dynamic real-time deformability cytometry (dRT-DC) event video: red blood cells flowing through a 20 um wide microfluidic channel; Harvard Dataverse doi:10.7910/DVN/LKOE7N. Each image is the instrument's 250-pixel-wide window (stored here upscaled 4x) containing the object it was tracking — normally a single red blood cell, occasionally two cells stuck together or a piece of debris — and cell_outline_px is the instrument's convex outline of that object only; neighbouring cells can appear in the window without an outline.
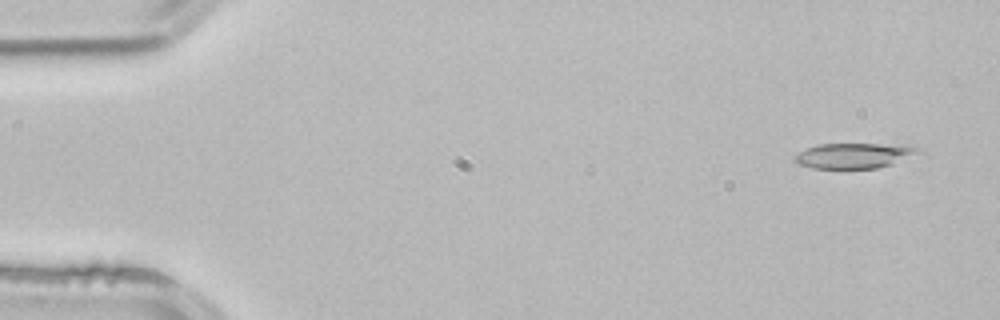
{"species": "common noctule bat (a hibernating species)", "species_latin": "Nyctalus noctula", "temperature_condition": "room temperature", "stored_images_in_passage": 52, "camera_frame_rate_fps": 3000, "um_per_image_px": 0.085, "animal": {"sex": "male", "body_mass_g": 21.5, "forearm_length_mm": 52.0}, "frame": {"image": 1, "passage_image": 3, "time_ms": 0.667, "image_size_px": [1000, 320], "cell_outline_px": [[924, 152], [892, 164], [876, 168], [812, 168], [800, 164], [792, 156], [808, 148], [820, 144], [912, 144], [920, 148]], "centroid_in_image_um": [72.71, 13.21], "position_along_channel_um": 12.3, "area_um2": 18.32}}
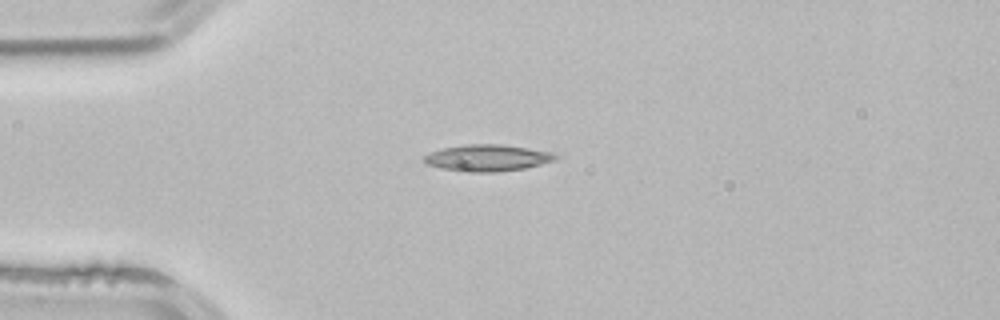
{"frame": {"image": 2, "passage_image": 13, "time_ms": 4.0, "image_size_px": [1000, 320], "cell_outline_px": [[556, 160], [524, 168], [496, 172], [460, 172], [440, 168], [428, 164], [424, 160], [424, 156], [440, 148], [468, 144], [500, 144], [528, 148], [552, 152], [556, 156]], "centroid_in_image_um": [41.4, 13.42], "position_along_channel_um": 43.6, "area_um2": 20.29}}
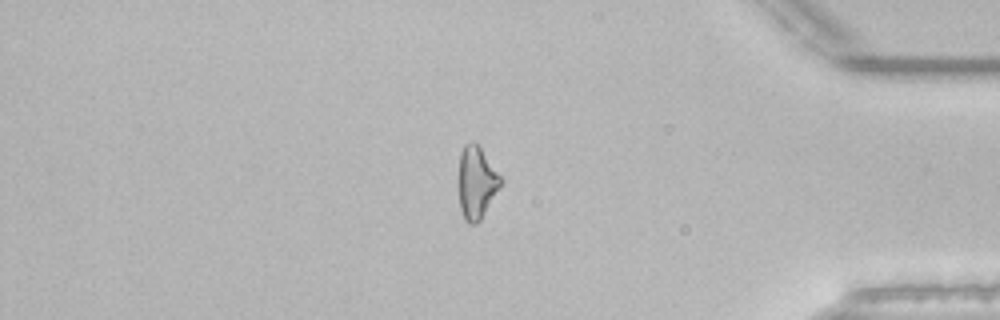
{"frame": {"image": 3, "passage_image": 44, "time_ms": 14.333, "image_size_px": [1000, 320], "cell_outline_px": [[504, 180], [500, 188], [480, 220], [476, 224], [468, 224], [464, 220], [460, 208], [460, 152], [464, 144], [472, 140], [480, 148]], "centroid_in_image_um": [40.52, 15.53], "position_along_channel_um": 394.7, "area_um2": 17.51}}